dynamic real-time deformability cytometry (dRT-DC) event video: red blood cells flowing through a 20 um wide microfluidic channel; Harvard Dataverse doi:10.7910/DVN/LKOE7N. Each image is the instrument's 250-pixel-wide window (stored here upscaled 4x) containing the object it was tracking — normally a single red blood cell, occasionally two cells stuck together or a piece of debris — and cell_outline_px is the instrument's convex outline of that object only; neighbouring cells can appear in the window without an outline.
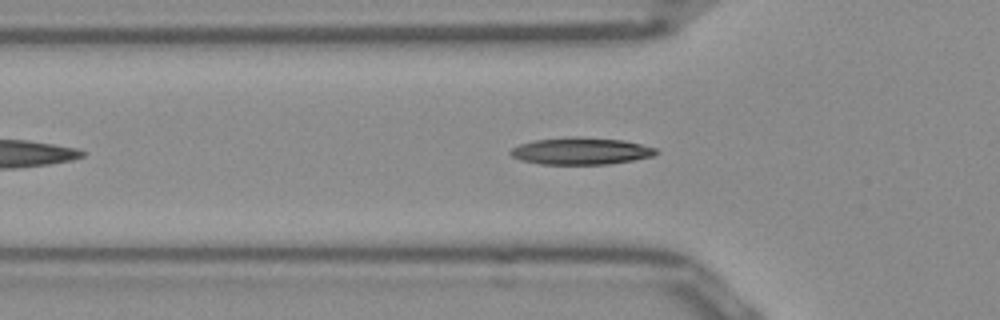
{"species": "Egyptian fruit bat (a non-hibernating species)", "species_latin": "Rousettus aegyptiacus", "temperature_condition": "room temperature", "stored_images_in_passage": 38, "camera_frame_rate_fps": 3000, "um_per_image_px": 0.085, "frame": {"image": 1, "passage_image": 8, "time_ms": 2.333, "image_size_px": [1000, 320], "cell_outline_px": [[660, 152], [652, 156], [632, 160], [608, 164], [540, 164], [520, 160], [512, 156], [508, 152], [512, 148], [520, 144], [532, 140], [572, 136], [580, 136], [624, 140], [656, 148]], "centroid_in_image_um": [49.35, 12.83], "position_along_channel_um": 76.4, "area_um2": 23.06}}
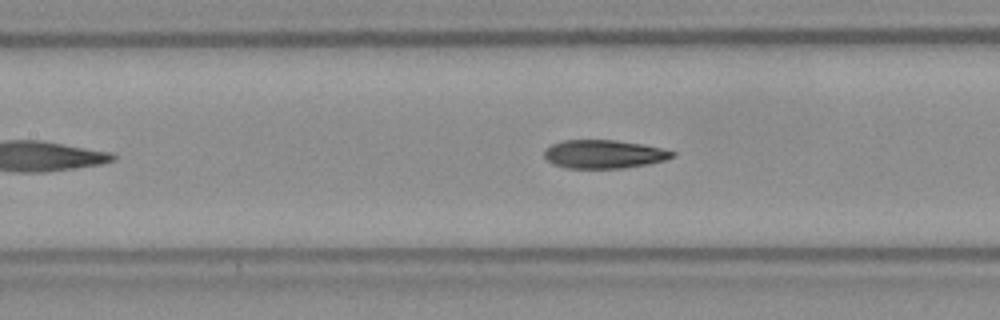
{"frame": {"image": 2, "passage_image": 14, "time_ms": 4.333, "image_size_px": [1000, 320], "cell_outline_px": [[676, 156], [664, 160], [648, 164], [624, 168], [568, 168], [552, 164], [544, 156], [544, 152], [552, 144], [564, 140], [616, 140], [644, 144], [676, 152]], "centroid_in_image_um": [51.36, 13.1], "position_along_channel_um": 156.0, "area_um2": 21.21}}
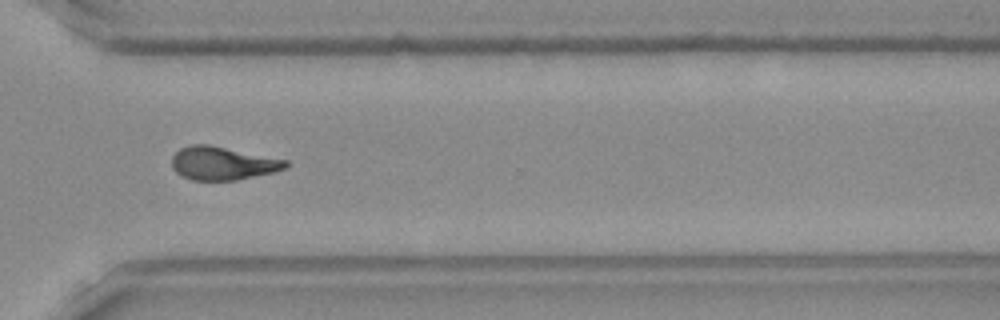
{"frame": {"image": 3, "passage_image": 29, "time_ms": 9.333, "image_size_px": [1000, 320], "cell_outline_px": [[292, 164], [284, 168], [272, 172], [236, 180], [192, 180], [180, 176], [172, 168], [172, 156], [180, 148], [192, 144], [208, 144], [288, 160]], "centroid_in_image_um": [18.91, 13.87], "position_along_channel_um": 351.7, "area_um2": 22.08}, "authors_computed_cell_mechanics": {"area_um2": 21.5883, "velocity_mm_per_s": 3.928, "shape_relaxation_time_tau1_ms": 4.9141, "shape_relaxation_time_tau2_ms": 2.9041, "deformation_change_tau1": 0.1678, "deformation_change_tau2": 0.1188}}